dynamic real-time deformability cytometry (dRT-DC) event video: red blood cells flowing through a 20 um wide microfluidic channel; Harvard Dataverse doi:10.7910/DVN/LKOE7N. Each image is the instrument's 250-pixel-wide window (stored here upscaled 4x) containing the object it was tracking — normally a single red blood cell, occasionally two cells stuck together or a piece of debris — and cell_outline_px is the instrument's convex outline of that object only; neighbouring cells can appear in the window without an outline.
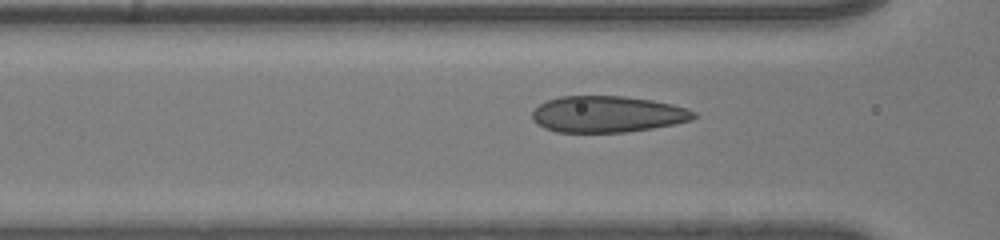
{"species": "human", "species_latin": "Homo sapiens", "temperature_condition": "room temperature", "stored_images_in_passage": 40, "camera_frame_rate_fps": 3000, "um_per_image_px": 0.085, "donor": {"sex": "male"}, "frame": {"image": 1, "passage_image": 19, "time_ms": 6.0, "image_size_px": [1000, 240], "cell_outline_px": [[696, 116], [692, 120], [652, 128], [624, 132], [556, 132], [544, 128], [536, 124], [532, 120], [532, 112], [540, 104], [548, 100], [560, 96], [624, 96], [652, 100], [672, 104], [688, 108], [696, 112]], "centroid_in_image_um": [51.62, 9.7], "position_along_channel_um": 115.0, "area_um2": 34.28}}
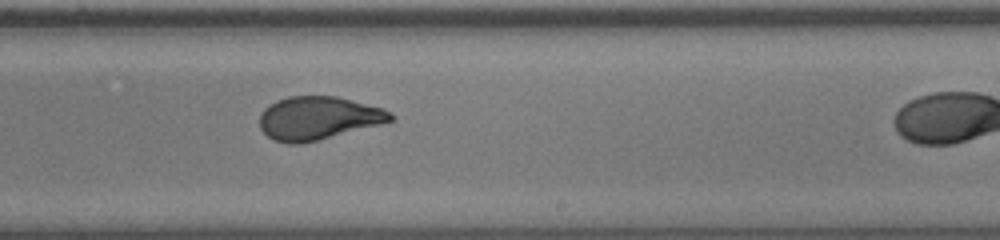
{"frame": {"image": 2, "passage_image": 30, "time_ms": 9.667, "image_size_px": [1000, 240], "cell_outline_px": [[396, 120], [316, 140], [296, 144], [288, 144], [276, 140], [268, 136], [260, 128], [260, 116], [264, 108], [276, 100], [288, 96], [336, 96], [384, 108], [392, 112], [396, 116]], "centroid_in_image_um": [27.07, 10.02], "position_along_channel_um": 261.9, "area_um2": 32.83}}
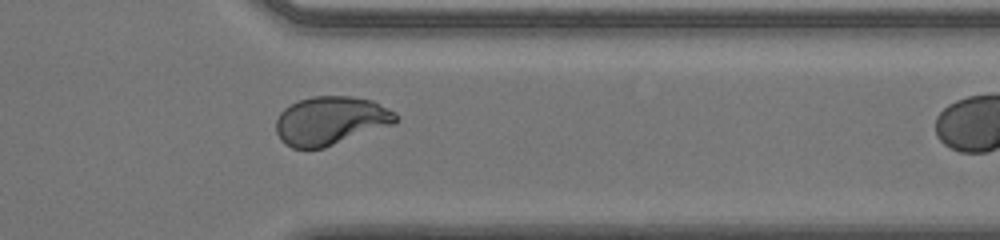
{"frame": {"image": 3, "passage_image": 39, "time_ms": 12.667, "image_size_px": [1000, 240], "cell_outline_px": [[400, 116], [396, 124], [324, 148], [292, 148], [284, 144], [280, 140], [276, 132], [276, 120], [280, 112], [284, 108], [300, 100], [312, 96], [352, 96], [372, 100], [396, 112]], "centroid_in_image_um": [28.13, 10.26], "position_along_channel_um": 383.3, "area_um2": 34.28}}